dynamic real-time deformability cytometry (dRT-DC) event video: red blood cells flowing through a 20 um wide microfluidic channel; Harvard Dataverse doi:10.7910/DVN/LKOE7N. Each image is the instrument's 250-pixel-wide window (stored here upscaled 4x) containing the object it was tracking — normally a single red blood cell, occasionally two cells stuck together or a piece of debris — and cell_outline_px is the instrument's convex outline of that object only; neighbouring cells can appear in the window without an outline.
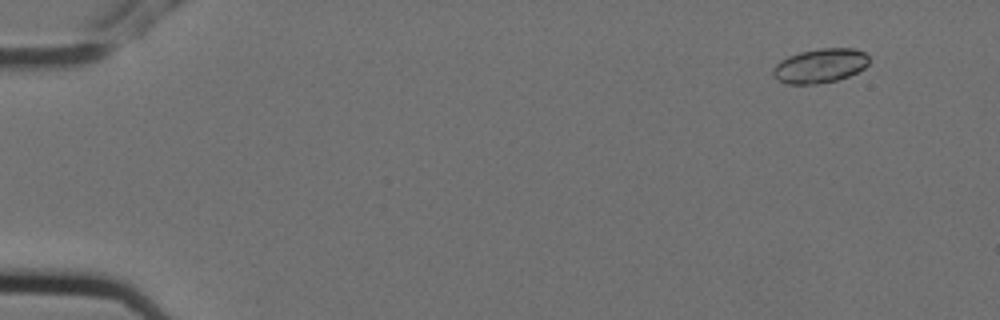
{"species": "Egyptian fruit bat (a non-hibernating species)", "species_latin": "Rousettus aegyptiacus", "temperature_condition": "cold", "stored_images_in_passage": 6, "camera_frame_rate_fps": 3000, "um_per_image_px": 0.085, "animal": {"sex": "female"}, "frame": {"image": 1, "passage_image": 2, "time_ms": 0.333, "image_size_px": [1000, 320], "cell_outline_px": [[868, 64], [864, 68], [848, 76], [836, 80], [816, 84], [788, 84], [776, 80], [772, 76], [772, 68], [780, 60], [788, 56], [800, 52], [820, 48], [852, 48], [864, 52], [868, 56]], "centroid_in_image_um": [69.66, 5.59], "position_along_channel_um": 15.3, "area_um2": 19.25}}